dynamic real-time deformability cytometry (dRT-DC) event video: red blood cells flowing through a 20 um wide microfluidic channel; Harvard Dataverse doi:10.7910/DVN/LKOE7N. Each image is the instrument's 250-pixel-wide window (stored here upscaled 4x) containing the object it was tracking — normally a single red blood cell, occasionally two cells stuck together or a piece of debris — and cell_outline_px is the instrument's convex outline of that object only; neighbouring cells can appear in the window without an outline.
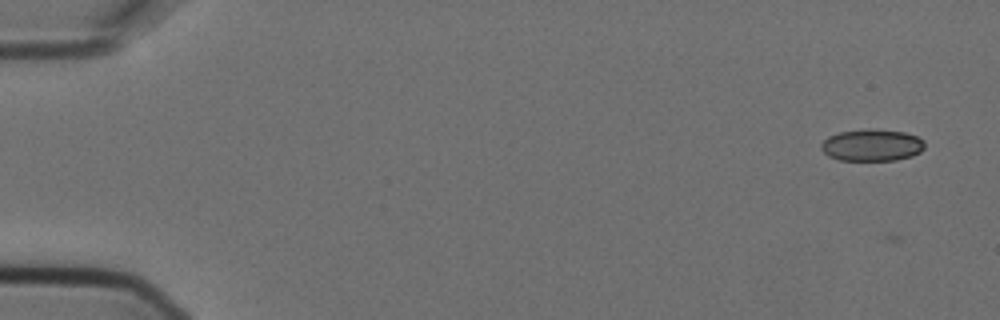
{"species": "Egyptian fruit bat (a non-hibernating species)", "species_latin": "Rousettus aegyptiacus", "temperature_condition": "cold", "stored_images_in_passage": 6, "camera_frame_rate_fps": 3000, "um_per_image_px": 0.085, "animal": {"sex": "female"}, "frame": {"image": 1, "passage_image": 1, "time_ms": 0.0, "image_size_px": [1000, 320], "cell_outline_px": [[924, 148], [920, 152], [912, 156], [896, 160], [840, 160], [828, 156], [820, 148], [820, 144], [828, 136], [840, 132], [868, 128], [876, 128], [904, 132], [916, 136], [924, 140]], "centroid_in_image_um": [74.11, 12.32], "position_along_channel_um": 10.9, "area_um2": 19.42}}
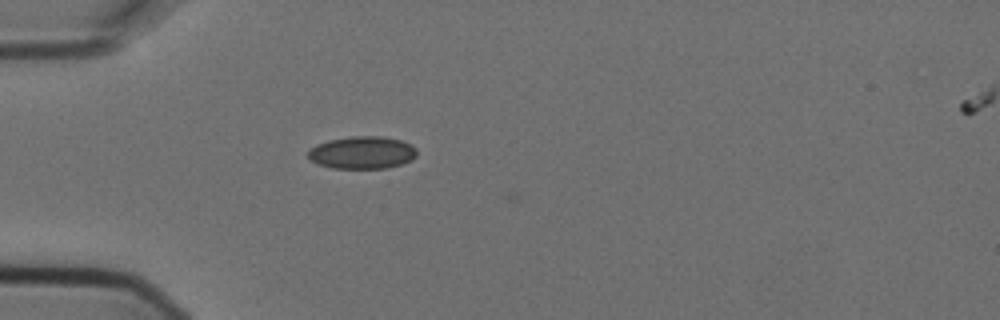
{"frame": {"image": 2, "passage_image": 5, "time_ms": 1.333, "image_size_px": [1000, 320], "cell_outline_px": [[416, 156], [412, 160], [388, 168], [332, 168], [320, 164], [312, 160], [308, 156], [308, 152], [316, 144], [328, 140], [352, 136], [380, 136], [400, 140], [412, 144], [416, 148]], "centroid_in_image_um": [30.82, 12.96], "position_along_channel_um": 54.2, "area_um2": 20.52}}